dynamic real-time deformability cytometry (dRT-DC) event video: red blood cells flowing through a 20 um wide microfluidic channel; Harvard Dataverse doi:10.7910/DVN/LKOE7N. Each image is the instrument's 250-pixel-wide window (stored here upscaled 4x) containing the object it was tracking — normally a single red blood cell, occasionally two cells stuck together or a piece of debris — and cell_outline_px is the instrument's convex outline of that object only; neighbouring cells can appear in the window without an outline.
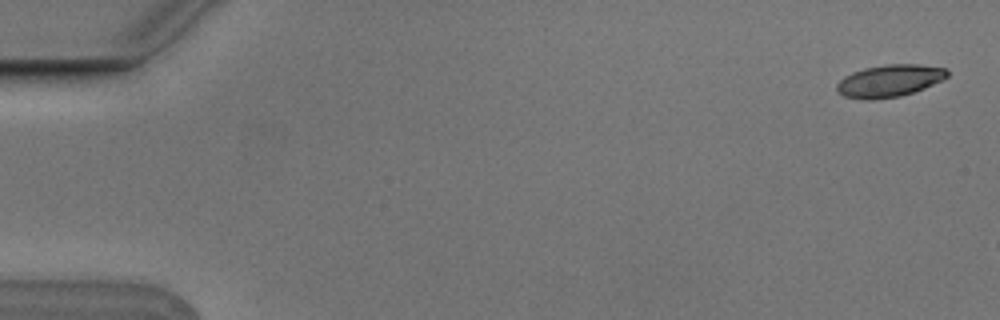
{"species": "Egyptian fruit bat (a non-hibernating species)", "species_latin": "Rousettus aegyptiacus", "temperature_condition": "cold", "stored_images_in_passage": 3, "camera_frame_rate_fps": 3000, "um_per_image_px": 0.085, "animal": {"sex": "male"}, "frame": {"image": 1, "passage_image": 1, "time_ms": 0.0, "image_size_px": [1000, 320], "cell_outline_px": [[948, 76], [944, 80], [924, 88], [900, 96], [872, 100], [864, 100], [844, 96], [836, 92], [836, 84], [844, 76], [852, 72], [864, 68], [888, 64], [920, 64], [948, 68]], "centroid_in_image_um": [75.6, 6.86], "position_along_channel_um": 9.4, "area_um2": 20.98}}